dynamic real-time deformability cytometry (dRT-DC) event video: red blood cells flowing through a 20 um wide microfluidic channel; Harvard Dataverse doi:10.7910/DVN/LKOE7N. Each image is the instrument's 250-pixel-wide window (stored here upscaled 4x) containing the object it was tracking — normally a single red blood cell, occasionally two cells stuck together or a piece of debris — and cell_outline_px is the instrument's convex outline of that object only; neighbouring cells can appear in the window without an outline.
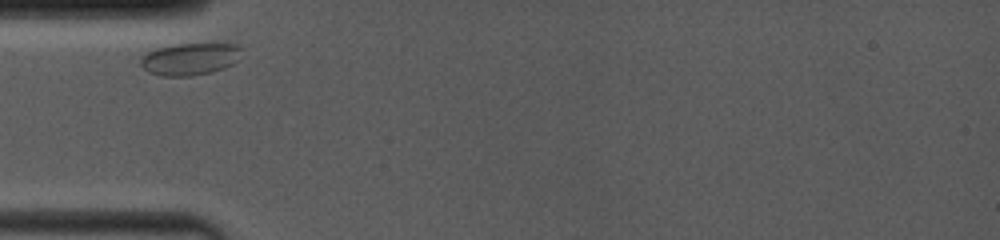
{"species": "common noctule bat (a hibernating species)", "species_latin": "Nyctalus noctula", "temperature_condition": "room temperature", "stored_images_in_passage": 11, "camera_frame_rate_fps": 4000, "um_per_image_px": 0.085, "animal": {"sex": "female", "body_mass_g": 19.0, "forearm_length_mm": 53.3}, "frame": {"image": 1, "passage_image": 1, "time_ms": 0.0, "image_size_px": [1000, 240], "cell_outline_px": [[244, 48], [236, 60], [232, 64], [224, 68], [212, 72], [192, 76], [164, 76], [148, 72], [140, 64], [140, 60], [148, 52], [156, 48], [176, 44], [240, 44]], "centroid_in_image_um": [16.17, 5.01], "position_along_channel_um": 68.8, "area_um2": 18.9}}
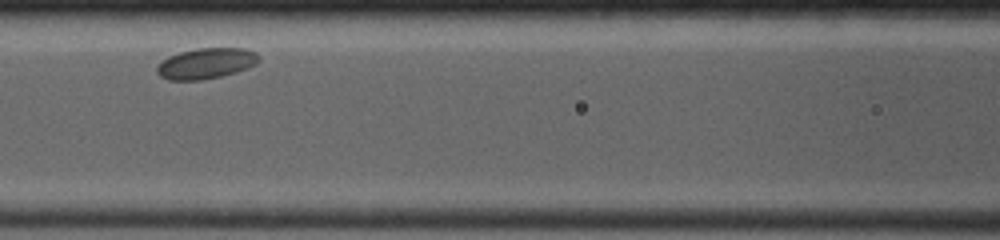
{"frame": {"image": 2, "passage_image": 7, "time_ms": 2.25, "image_size_px": [1000, 240], "cell_outline_px": [[260, 60], [256, 64], [236, 72], [220, 76], [200, 80], [168, 80], [160, 76], [156, 72], [156, 68], [168, 56], [180, 52], [196, 48], [244, 48], [256, 52], [260, 56]], "centroid_in_image_um": [17.53, 5.38], "position_along_channel_um": 149.1, "area_um2": 18.21}}
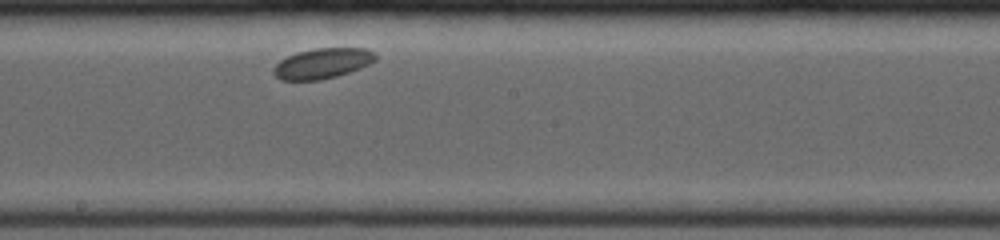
{"frame": {"image": 3, "passage_image": 11, "time_ms": 4.25, "image_size_px": [1000, 240], "cell_outline_px": [[376, 60], [360, 68], [336, 76], [320, 80], [280, 80], [272, 72], [272, 68], [280, 60], [296, 52], [312, 48], [368, 48], [376, 56]], "centroid_in_image_um": [27.37, 5.38], "position_along_channel_um": 220.8, "area_um2": 18.03}}